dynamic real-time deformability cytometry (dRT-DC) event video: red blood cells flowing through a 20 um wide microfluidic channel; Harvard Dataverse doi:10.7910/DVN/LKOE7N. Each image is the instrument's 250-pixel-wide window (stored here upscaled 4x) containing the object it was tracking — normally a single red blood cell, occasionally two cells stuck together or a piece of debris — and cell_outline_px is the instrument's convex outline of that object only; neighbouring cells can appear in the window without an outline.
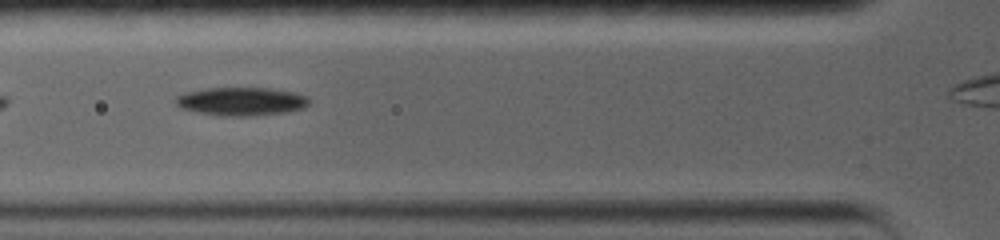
{"species": "common noctule bat (a hibernating species)", "species_latin": "Nyctalus noctula", "temperature_condition": "warm", "stored_images_in_passage": 25, "camera_frame_rate_fps": 5000, "um_per_image_px": 0.085, "animal": {"sex": "female", "body_mass_g": 19.0, "forearm_length_mm": 56.7}, "frame": {"image": 1, "passage_image": 5, "time_ms": 2.0, "image_size_px": [1000, 240], "cell_outline_px": [[308, 104], [304, 108], [284, 112], [252, 116], [224, 116], [200, 112], [180, 108], [176, 104], [176, 96], [184, 92], [204, 88], [268, 88], [292, 92], [308, 96]], "centroid_in_image_um": [20.49, 8.61], "position_along_channel_um": 105.3, "area_um2": 21.91}}
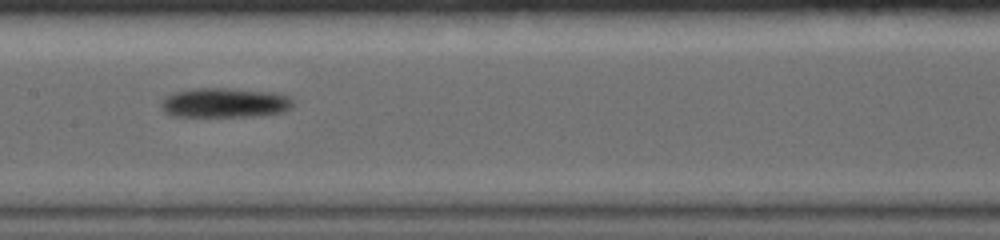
{"frame": {"image": 2, "passage_image": 10, "time_ms": 4.4, "image_size_px": [1000, 240], "cell_outline_px": [[292, 108], [284, 112], [260, 116], [172, 116], [164, 112], [160, 108], [160, 104], [164, 96], [176, 92], [192, 88], [232, 88], [272, 92], [288, 96], [292, 100]], "centroid_in_image_um": [19.08, 8.73], "position_along_channel_um": 188.3, "area_um2": 23.06}}
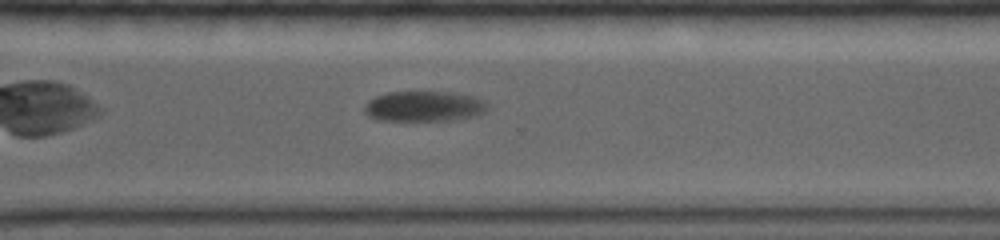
{"frame": {"image": 3, "passage_image": 19, "time_ms": 8.6, "image_size_px": [1000, 240], "cell_outline_px": [[488, 108], [480, 116], [452, 120], [376, 120], [368, 116], [364, 112], [364, 108], [368, 100], [376, 96], [388, 92], [452, 92], [472, 96], [484, 100], [488, 104]], "centroid_in_image_um": [36.07, 9.04], "position_along_channel_um": 334.5, "area_um2": 21.96}}